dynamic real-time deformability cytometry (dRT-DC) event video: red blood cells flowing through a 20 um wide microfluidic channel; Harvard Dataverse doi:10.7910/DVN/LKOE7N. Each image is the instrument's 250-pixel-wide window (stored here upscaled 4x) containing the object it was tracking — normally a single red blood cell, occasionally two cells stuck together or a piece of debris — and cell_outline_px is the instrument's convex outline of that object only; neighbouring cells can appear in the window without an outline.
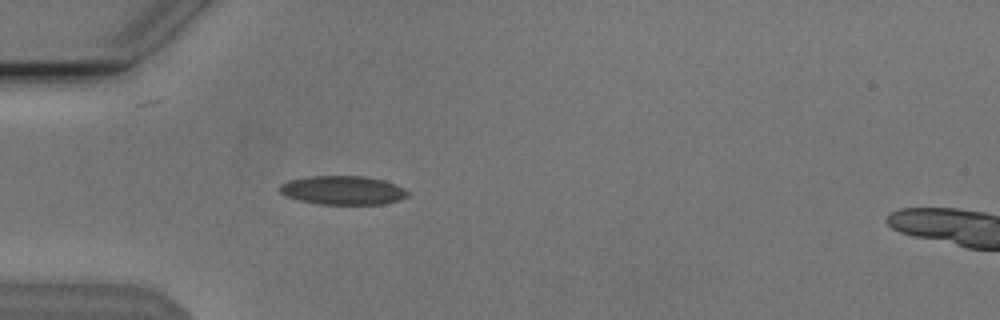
{"species": "Egyptian fruit bat (a non-hibernating species)", "species_latin": "Rousettus aegyptiacus", "temperature_condition": "cold", "stored_images_in_passage": 6, "camera_frame_rate_fps": 3000, "um_per_image_px": 0.085, "animal": {"sex": "male"}, "frame": {"image": 1, "passage_image": 5, "time_ms": 1.333, "image_size_px": [1000, 320], "cell_outline_px": [[408, 196], [400, 200], [380, 204], [316, 204], [284, 196], [276, 188], [280, 184], [288, 180], [312, 176], [364, 176], [384, 180], [404, 188], [408, 192]], "centroid_in_image_um": [29.1, 16.17], "position_along_channel_um": 55.9, "area_um2": 21.62}}